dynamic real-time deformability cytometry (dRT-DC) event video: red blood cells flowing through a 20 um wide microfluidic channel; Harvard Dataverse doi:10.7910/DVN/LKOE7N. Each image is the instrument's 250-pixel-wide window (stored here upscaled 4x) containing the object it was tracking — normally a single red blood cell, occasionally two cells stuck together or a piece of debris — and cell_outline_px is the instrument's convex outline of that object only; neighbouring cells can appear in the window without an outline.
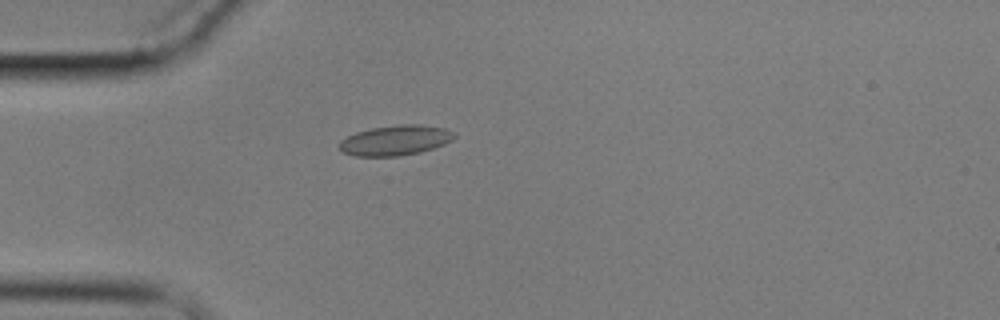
{"species": "common noctule bat (a hibernating species)", "species_latin": "Nyctalus noctula", "temperature_condition": "cold", "stored_images_in_passage": 3, "camera_frame_rate_fps": 3000, "um_per_image_px": 0.085, "animal": {"sex": "male", "body_mass_g": 17.9}, "frame": {"image": 1, "passage_image": 2, "time_ms": 1.333, "image_size_px": [1000, 320], "cell_outline_px": [[456, 136], [452, 140], [444, 144], [420, 152], [400, 156], [356, 156], [344, 152], [340, 148], [340, 140], [356, 132], [372, 128], [404, 124], [420, 124], [444, 128], [456, 132]], "centroid_in_image_um": [33.64, 11.92], "position_along_channel_um": 51.4, "area_um2": 20.06}}